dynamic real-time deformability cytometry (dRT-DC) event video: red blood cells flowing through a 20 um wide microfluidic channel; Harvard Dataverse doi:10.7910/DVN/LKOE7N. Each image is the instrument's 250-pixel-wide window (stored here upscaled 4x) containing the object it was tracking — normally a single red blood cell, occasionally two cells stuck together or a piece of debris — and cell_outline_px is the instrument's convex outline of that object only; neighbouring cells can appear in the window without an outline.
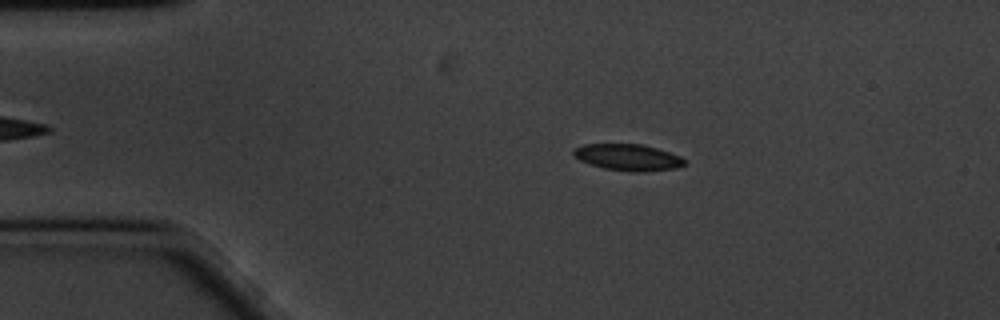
{"species": "common noctule bat (a hibernating species)", "species_latin": "Nyctalus noctula", "temperature_condition": "cold", "stored_images_in_passage": 45, "camera_frame_rate_fps": 3000, "um_per_image_px": 0.085, "animal": {"sex": "male", "body_mass_g": 20.1, "forearm_length_mm": 53.5}, "frame": {"image": 1, "passage_image": 5, "time_ms": 1.333, "image_size_px": [1000, 320], "cell_outline_px": [[684, 164], [676, 168], [644, 172], [636, 172], [604, 168], [580, 160], [572, 156], [572, 148], [584, 144], [640, 144], [656, 148], [680, 156], [684, 160]], "centroid_in_image_um": [53.33, 13.36], "position_along_channel_um": 31.7, "area_um2": 16.99}}
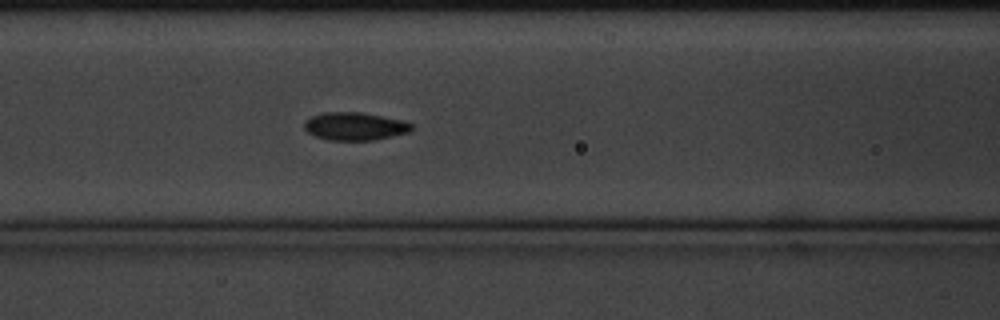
{"frame": {"image": 2, "passage_image": 18, "time_ms": 5.667, "image_size_px": [1000, 320], "cell_outline_px": [[412, 128], [408, 132], [376, 140], [328, 140], [316, 136], [308, 132], [304, 128], [304, 120], [312, 116], [324, 112], [360, 112], [404, 120], [412, 124]], "centroid_in_image_um": [30.15, 10.73], "position_along_channel_um": 136.5, "area_um2": 17.46}}
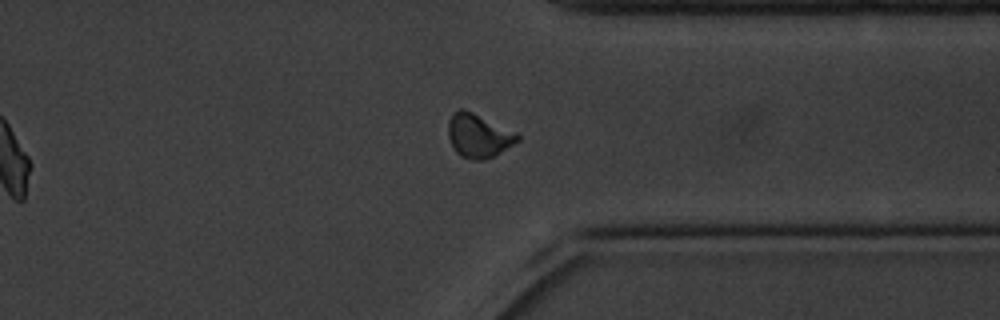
{"frame": {"image": 3, "passage_image": 39, "time_ms": 12.667, "image_size_px": [1000, 320], "cell_outline_px": [[520, 140], [492, 156], [484, 160], [472, 160], [460, 156], [452, 148], [448, 136], [448, 120], [460, 108], [464, 108], [516, 132], [520, 136]], "centroid_in_image_um": [40.65, 11.54], "position_along_channel_um": 370.8, "area_um2": 17.57}, "authors_computed_cell_mechanics": {"area_um2": 17.1666, "velocity_mm_per_s": 3.3823, "shape_relaxation_time_tau1_ms": 3.2726, "shape_relaxation_time_tau2_ms": 3.1157, "deformation_change_tau1": 0.0923, "deformation_change_tau2": 0.0649}}